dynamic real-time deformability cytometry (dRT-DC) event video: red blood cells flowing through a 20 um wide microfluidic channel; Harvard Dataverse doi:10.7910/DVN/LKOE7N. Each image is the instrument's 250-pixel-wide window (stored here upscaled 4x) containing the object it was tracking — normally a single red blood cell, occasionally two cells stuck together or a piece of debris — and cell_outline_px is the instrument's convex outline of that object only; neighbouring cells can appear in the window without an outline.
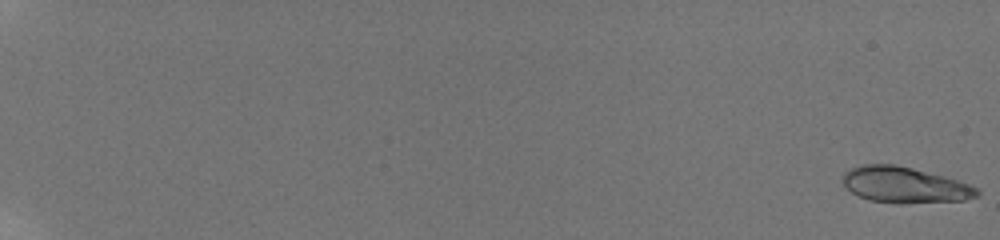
{"species": "human", "species_latin": "Homo sapiens", "temperature_condition": "room temperature", "stored_images_in_passage": 58, "camera_frame_rate_fps": 3000, "um_per_image_px": 0.085, "donor": {"sex": "male"}, "frame": {"image": 1, "passage_image": 1, "time_ms": 0.0, "image_size_px": [1000, 240], "cell_outline_px": [[980, 196], [964, 200], [900, 204], [868, 200], [852, 192], [844, 184], [840, 176], [848, 168], [864, 164], [896, 164], [944, 176], [968, 184], [976, 188], [980, 192]], "centroid_in_image_um": [76.87, 15.72], "position_along_channel_um": 8.1, "area_um2": 28.26}}
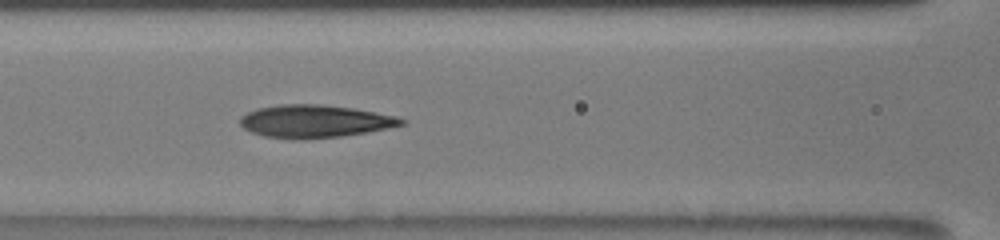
{"frame": {"image": 2, "passage_image": 31, "time_ms": 10.0, "image_size_px": [1000, 240], "cell_outline_px": [[408, 120], [404, 124], [388, 128], [368, 132], [340, 136], [304, 140], [292, 140], [264, 136], [252, 132], [244, 128], [240, 124], [240, 116], [256, 108], [280, 104], [320, 104], [352, 108], [376, 112], [396, 116]], "centroid_in_image_um": [26.74, 10.31], "position_along_channel_um": 139.9, "area_um2": 31.04}}
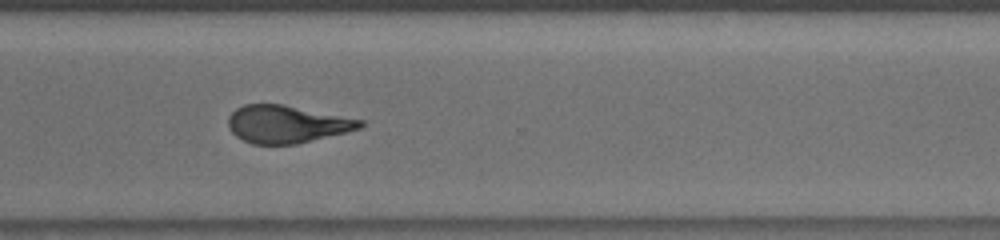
{"frame": {"image": 3, "passage_image": 47, "time_ms": 15.333, "image_size_px": [1000, 240], "cell_outline_px": [[364, 124], [360, 128], [296, 144], [252, 144], [236, 136], [228, 128], [228, 116], [236, 108], [244, 104], [284, 104], [364, 120]], "centroid_in_image_um": [24.34, 10.54], "position_along_channel_um": 346.3, "area_um2": 28.73}, "authors_computed_cell_mechanics": {"area_um2": 29.1312, "velocity_mm_per_s": 3.8789, "shape_relaxation_time_tau1_ms": null, "shape_relaxation_time_tau2_ms": 2.4565, "deformation_change_tau1": null, "deformation_change_tau2": 0.1125}}